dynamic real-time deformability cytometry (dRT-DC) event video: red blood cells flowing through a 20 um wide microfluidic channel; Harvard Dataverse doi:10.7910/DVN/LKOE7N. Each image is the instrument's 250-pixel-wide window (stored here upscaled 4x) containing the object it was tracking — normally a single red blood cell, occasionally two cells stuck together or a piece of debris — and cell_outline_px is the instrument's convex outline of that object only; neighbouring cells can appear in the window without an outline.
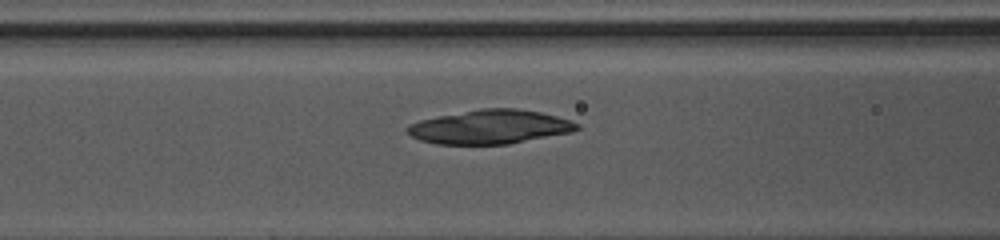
{"species": "common noctule bat (a hibernating species)", "species_latin": "Nyctalus noctula", "temperature_condition": "warm", "stored_images_in_passage": 37, "camera_frame_rate_fps": 3000, "um_per_image_px": 0.085, "animal": {"sex": "female", "body_mass_g": 10.0, "forearm_length_mm": 53.1}, "frame": {"image": 1, "passage_image": 8, "time_ms": 2.333, "image_size_px": [1000, 240], "cell_outline_px": [[580, 128], [572, 132], [508, 144], [436, 144], [420, 140], [412, 136], [404, 128], [408, 124], [420, 120], [480, 108], [516, 108], [540, 112], [572, 120], [580, 124]], "centroid_in_image_um": [41.67, 10.78], "position_along_channel_um": 124.9, "area_um2": 33.58}}
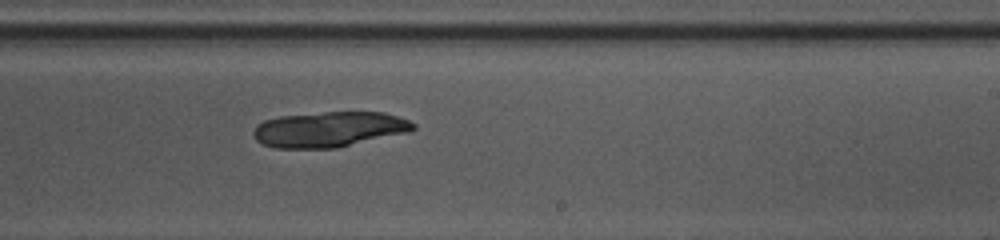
{"frame": {"image": 2, "passage_image": 18, "time_ms": 5.667, "image_size_px": [1000, 240], "cell_outline_px": [[416, 128], [412, 132], [336, 148], [276, 148], [264, 144], [256, 140], [252, 132], [256, 124], [264, 120], [280, 116], [324, 112], [384, 112], [408, 120], [416, 124]], "centroid_in_image_um": [28.01, 11.0], "position_along_channel_um": 261.0, "area_um2": 33.23}}
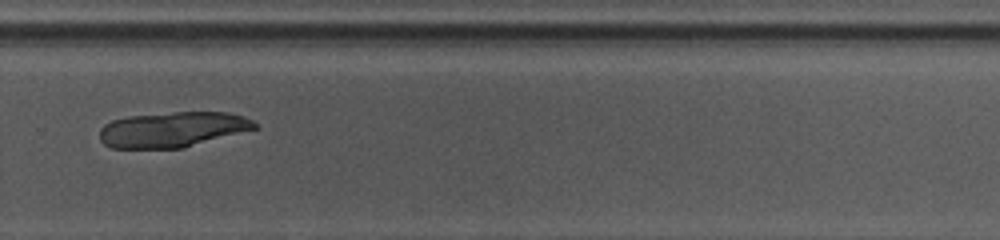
{"frame": {"image": 3, "passage_image": 22, "time_ms": 7.0, "image_size_px": [1000, 240], "cell_outline_px": [[260, 128], [184, 148], [112, 148], [104, 144], [100, 140], [100, 128], [104, 124], [112, 120], [128, 116], [172, 112], [228, 112], [244, 116], [260, 124]], "centroid_in_image_um": [14.72, 11.0], "position_along_channel_um": 315.1, "area_um2": 32.37}}